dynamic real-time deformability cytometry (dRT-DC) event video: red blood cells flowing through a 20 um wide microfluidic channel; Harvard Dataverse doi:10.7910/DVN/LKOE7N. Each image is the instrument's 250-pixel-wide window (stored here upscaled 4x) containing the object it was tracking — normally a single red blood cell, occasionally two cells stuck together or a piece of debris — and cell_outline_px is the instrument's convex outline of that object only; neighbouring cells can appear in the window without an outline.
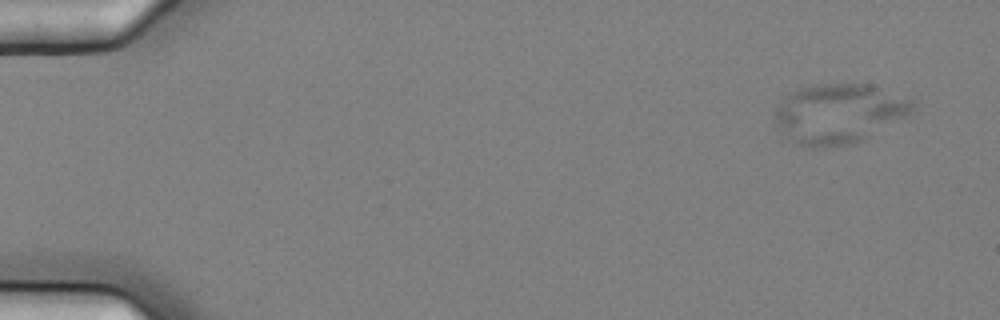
{"species": "common noctule bat (a hibernating species)", "species_latin": "Nyctalus noctula", "temperature_condition": "cold", "stored_images_in_passage": 7, "segment_of_instrument_passage": [2, 2], "camera_frame_rate_fps": 3000, "um_per_image_px": 0.085, "animal": {"sex": "female", "body_mass_g": 25.1}, "frame": {"image": 1, "passage_image": 7, "time_ms": 2.0, "image_size_px": [1000, 320], "cell_outline_px": [[916, 112], [864, 140], [852, 144], [824, 148], [812, 148], [796, 144], [784, 136], [772, 120], [776, 104], [780, 100], [792, 92], [812, 84], [868, 84], [908, 100], [912, 104]], "centroid_in_image_um": [71.23, 9.69], "position_along_channel_um": 13.8, "area_um2": 48.26}}